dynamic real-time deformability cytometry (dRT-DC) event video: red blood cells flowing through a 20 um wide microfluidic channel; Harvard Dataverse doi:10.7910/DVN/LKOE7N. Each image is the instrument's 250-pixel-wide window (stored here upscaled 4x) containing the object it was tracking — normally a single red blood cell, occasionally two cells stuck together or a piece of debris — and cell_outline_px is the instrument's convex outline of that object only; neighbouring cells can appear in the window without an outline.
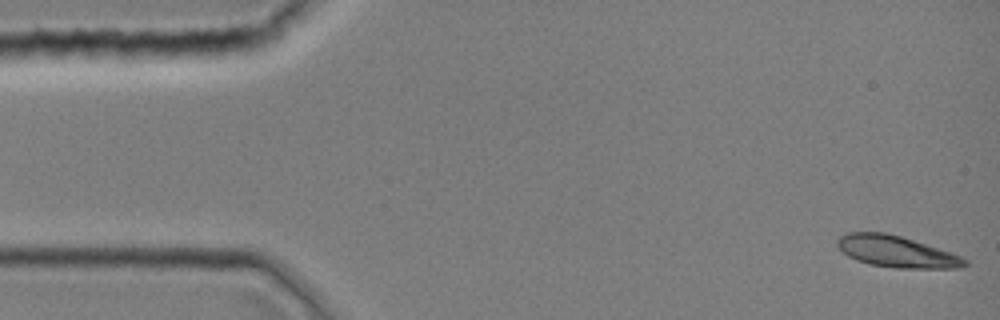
{"species": "common noctule bat (a hibernating species)", "species_latin": "Nyctalus noctula", "temperature_condition": "room temperature", "stored_images_in_passage": 43, "camera_frame_rate_fps": 3000, "um_per_image_px": 0.085, "animal": {"sex": "female", "body_mass_g": 19.0, "forearm_length_mm": 51.5}, "frame": {"image": 1, "passage_image": 1, "time_ms": 0.0, "image_size_px": [1000, 320], "cell_outline_px": [[968, 264], [960, 268], [896, 268], [868, 264], [856, 260], [848, 256], [836, 244], [836, 240], [840, 236], [848, 232], [884, 232], [900, 236], [960, 256], [968, 260]], "centroid_in_image_um": [76.16, 21.39], "position_along_channel_um": 8.8, "area_um2": 23.06}}
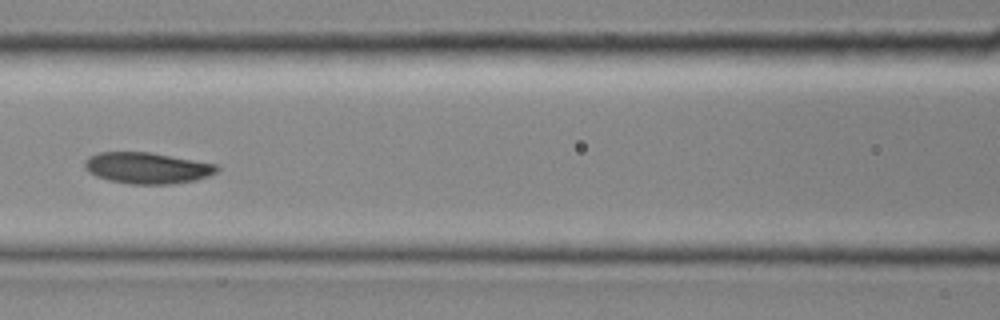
{"frame": {"image": 2, "passage_image": 19, "time_ms": 6.0, "image_size_px": [1000, 320], "cell_outline_px": [[220, 168], [216, 172], [208, 176], [196, 180], [172, 184], [132, 184], [108, 180], [96, 176], [88, 172], [84, 168], [84, 160], [88, 156], [100, 152], [152, 152], [216, 164]], "centroid_in_image_um": [12.49, 14.27], "position_along_channel_um": 154.1, "area_um2": 24.22}}
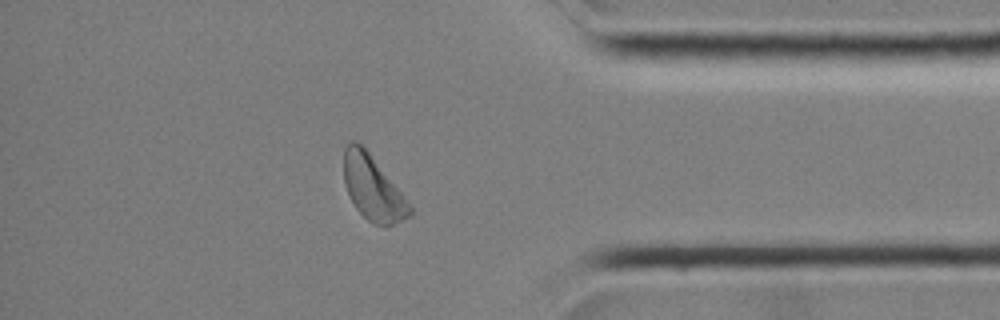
{"frame": {"image": 3, "passage_image": 37, "time_ms": 12.0, "image_size_px": [1000, 320], "cell_outline_px": [[412, 216], [392, 224], [372, 224], [356, 208], [344, 184], [344, 148], [348, 140], [356, 140], [364, 144], [404, 196], [412, 208]], "centroid_in_image_um": [31.67, 15.91], "position_along_channel_um": 403.5, "area_um2": 24.85}}